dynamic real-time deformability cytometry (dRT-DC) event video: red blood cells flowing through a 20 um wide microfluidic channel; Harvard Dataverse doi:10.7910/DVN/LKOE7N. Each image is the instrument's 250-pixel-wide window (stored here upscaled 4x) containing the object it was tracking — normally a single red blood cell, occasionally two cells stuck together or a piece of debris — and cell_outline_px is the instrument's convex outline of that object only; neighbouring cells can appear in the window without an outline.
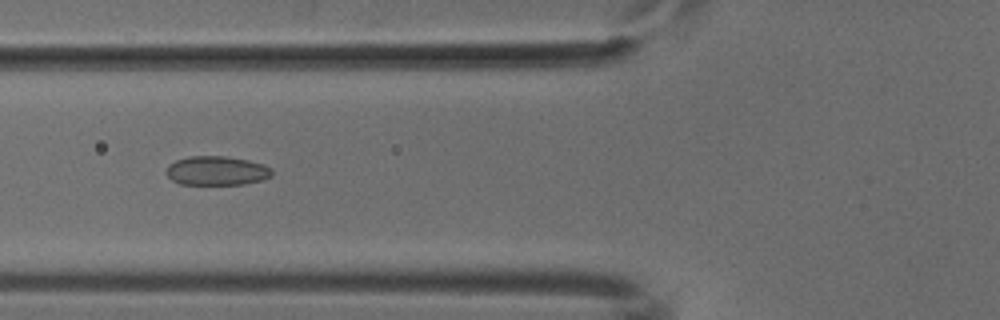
{"species": "common noctule bat (a hibernating species)", "species_latin": "Nyctalus noctula", "temperature_condition": "cold", "stored_images_in_passage": 42, "camera_frame_rate_fps": 3000, "um_per_image_px": 0.085, "animal": {"sex": "male", "body_mass_g": 18.8}, "frame": {"image": 1, "passage_image": 10, "time_ms": 3.0, "image_size_px": [1000, 320], "cell_outline_px": [[272, 176], [260, 180], [244, 184], [180, 184], [172, 180], [164, 172], [168, 164], [176, 160], [188, 156], [228, 156], [248, 160], [264, 164], [272, 168]], "centroid_in_image_um": [18.4, 14.5], "position_along_channel_um": 107.4, "area_um2": 18.09}}
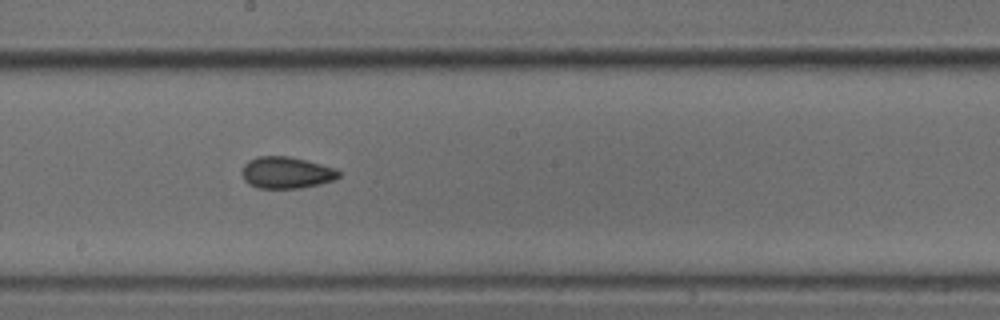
{"frame": {"image": 2, "passage_image": 19, "time_ms": 6.0, "image_size_px": [1000, 320], "cell_outline_px": [[340, 176], [336, 180], [300, 188], [256, 188], [248, 184], [244, 180], [240, 172], [244, 164], [248, 160], [256, 156], [288, 156], [336, 168], [340, 172]], "centroid_in_image_um": [24.3, 14.67], "position_along_channel_um": 223.9, "area_um2": 18.03}}
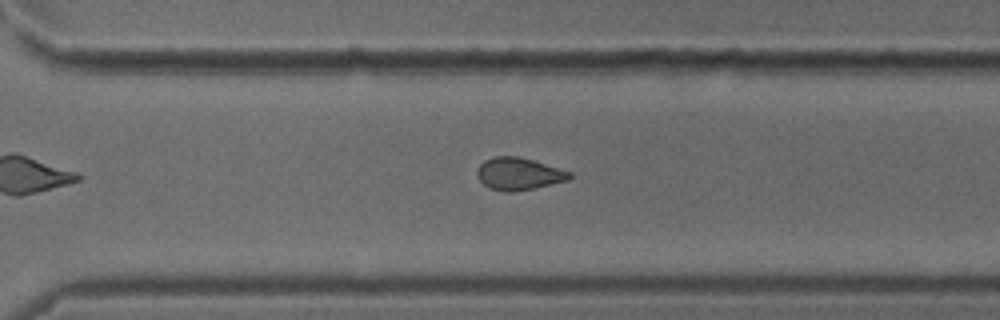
{"frame": {"image": 3, "passage_image": 27, "time_ms": 8.667, "image_size_px": [1000, 320], "cell_outline_px": [[572, 176], [568, 180], [532, 188], [512, 192], [508, 192], [488, 188], [476, 176], [476, 168], [484, 160], [496, 156], [516, 156], [532, 160], [572, 172]], "centroid_in_image_um": [44.05, 14.77], "position_along_channel_um": 326.6, "area_um2": 17.28}}